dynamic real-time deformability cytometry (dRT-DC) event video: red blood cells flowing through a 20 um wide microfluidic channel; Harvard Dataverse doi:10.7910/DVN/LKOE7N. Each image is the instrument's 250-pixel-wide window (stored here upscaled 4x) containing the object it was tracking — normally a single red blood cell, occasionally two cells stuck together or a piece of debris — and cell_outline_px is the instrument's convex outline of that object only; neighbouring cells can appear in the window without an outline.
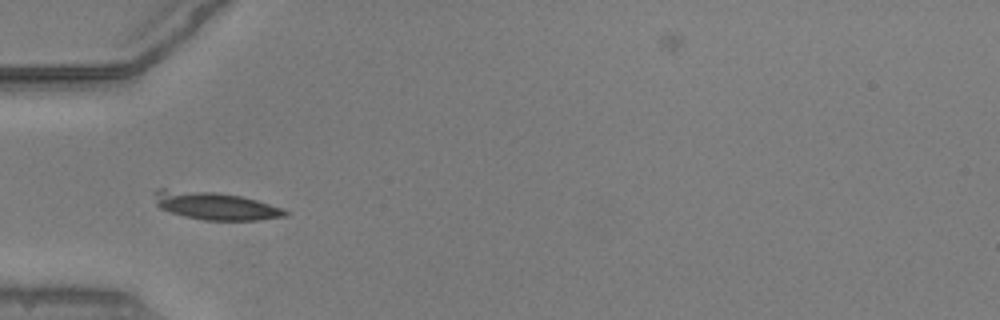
{"species": "common noctule bat (a hibernating species)", "species_latin": "Nyctalus noctula", "temperature_condition": "warm", "stored_images_in_passage": 52, "camera_frame_rate_fps": 3000, "um_per_image_px": 0.085, "animal": {"sex": "male", "body_mass_g": 20.5, "forearm_length_mm": 52.5}, "frame": {"image": 1, "passage_image": 17, "time_ms": 5.333, "image_size_px": [1000, 320], "cell_outline_px": [[288, 216], [260, 220], [204, 220], [184, 216], [160, 208], [156, 204], [152, 192], [156, 188], [164, 188], [220, 192], [240, 196], [256, 200], [284, 208], [288, 212]], "centroid_in_image_um": [18.27, 17.47], "position_along_channel_um": 66.7, "area_um2": 21.56}, "authors_computed_cell_mechanics": {"area_um2": 16.7909, "velocity_mm_per_s": 3.8954, "shape_relaxation_time_tau1_ms": 3.0175, "shape_relaxation_time_tau2_ms": null, "deformation_change_tau1": 0.3473, "deformation_change_tau2": null}}